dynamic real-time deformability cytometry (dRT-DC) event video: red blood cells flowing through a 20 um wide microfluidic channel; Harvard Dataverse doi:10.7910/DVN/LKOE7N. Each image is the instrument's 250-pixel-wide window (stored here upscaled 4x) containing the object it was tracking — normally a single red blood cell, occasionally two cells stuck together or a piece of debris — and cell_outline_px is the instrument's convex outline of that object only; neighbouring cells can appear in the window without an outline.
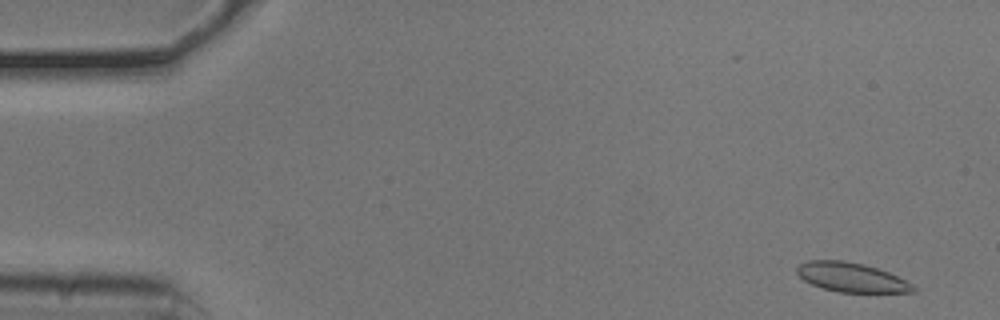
{"species": "common noctule bat (a hibernating species)", "species_latin": "Nyctalus noctula", "temperature_condition": "cold", "stored_images_in_passage": 53, "camera_frame_rate_fps": 3000, "um_per_image_px": 0.085, "animal": {"sex": "male", "body_mass_g": 20.5, "forearm_length_mm": 52.5}, "frame": {"image": 1, "passage_image": 3, "time_ms": 0.667, "image_size_px": [1000, 320], "cell_outline_px": [[920, 288], [916, 292], [840, 292], [824, 288], [812, 284], [804, 280], [796, 272], [796, 268], [800, 264], [808, 260], [844, 260], [864, 264], [888, 272]], "centroid_in_image_um": [72.39, 23.57], "position_along_channel_um": 12.6, "area_um2": 19.77}}
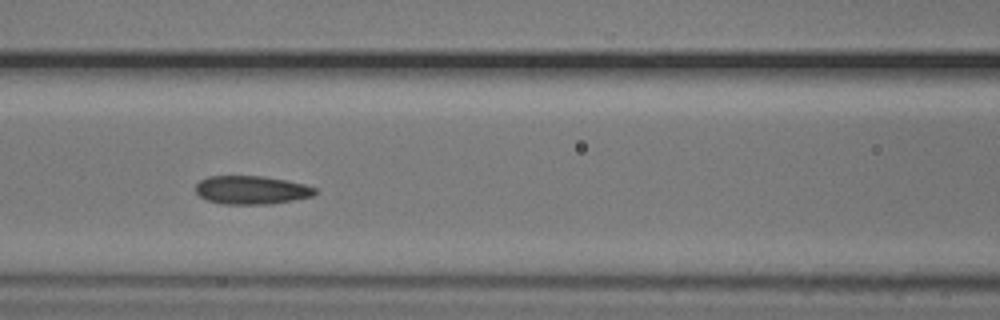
{"frame": {"image": 2, "passage_image": 23, "time_ms": 7.333, "image_size_px": [1000, 320], "cell_outline_px": [[316, 192], [312, 196], [292, 200], [268, 204], [224, 204], [208, 200], [200, 196], [196, 192], [196, 184], [200, 180], [208, 176], [264, 176], [304, 184], [316, 188]], "centroid_in_image_um": [21.35, 16.14], "position_along_channel_um": 145.2, "area_um2": 19.59}}
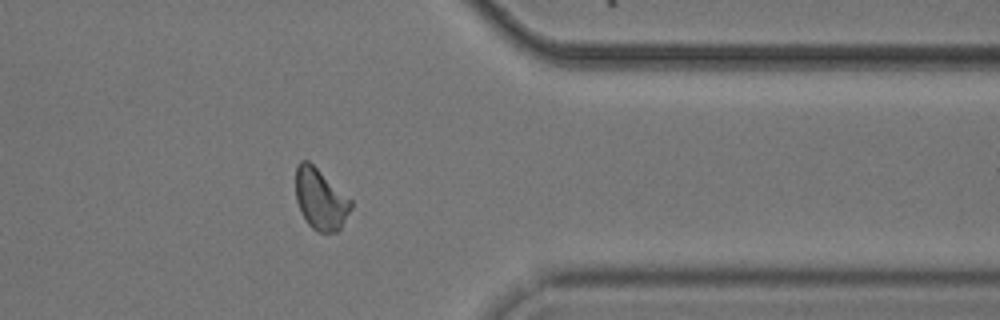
{"frame": {"image": 3, "passage_image": 43, "time_ms": 14.0, "image_size_px": [1000, 320], "cell_outline_px": [[352, 208], [340, 228], [336, 232], [320, 232], [312, 228], [308, 224], [300, 212], [296, 200], [296, 164], [300, 160], [308, 160], [352, 200]], "centroid_in_image_um": [27.22, 16.92], "position_along_channel_um": 384.2, "area_um2": 19.59}, "authors_computed_cell_mechanics": {"area_um2": 20.1144, "velocity_mm_per_s": 3.7646, "shape_relaxation_time_tau1_ms": 3.908, "shape_relaxation_time_tau2_ms": 3.1862, "deformation_change_tau1": 0.0879, "deformation_change_tau2": 0.0697}}